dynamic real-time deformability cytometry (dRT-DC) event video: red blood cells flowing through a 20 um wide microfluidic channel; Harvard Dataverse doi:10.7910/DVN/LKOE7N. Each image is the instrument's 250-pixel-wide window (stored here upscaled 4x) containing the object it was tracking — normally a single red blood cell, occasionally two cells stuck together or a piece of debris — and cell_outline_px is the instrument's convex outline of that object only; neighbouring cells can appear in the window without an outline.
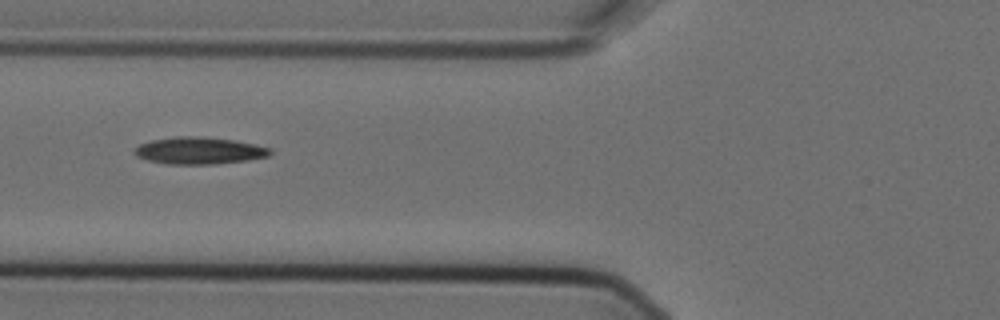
{"species": "Egyptian fruit bat (a non-hibernating species)", "species_latin": "Rousettus aegyptiacus", "temperature_condition": "cold", "stored_images_in_passage": 12, "camera_frame_rate_fps": 3000, "um_per_image_px": 0.085, "animal": {"sex": "female"}, "frame": {"image": 1, "passage_image": 3, "time_ms": 0.667, "image_size_px": [1000, 320], "cell_outline_px": [[272, 152], [268, 156], [248, 160], [216, 164], [164, 164], [148, 160], [136, 156], [132, 152], [140, 144], [152, 140], [176, 136], [200, 136], [232, 140], [256, 144], [272, 148]], "centroid_in_image_um": [16.94, 12.81], "position_along_channel_um": 108.9, "area_um2": 21.44}}
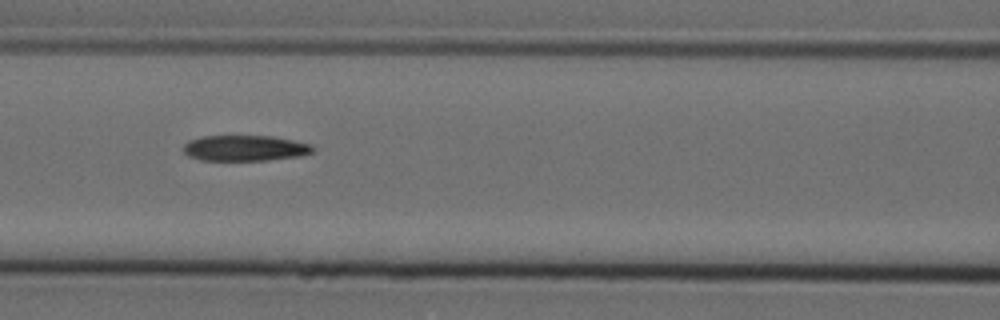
{"frame": {"image": 2, "passage_image": 4, "time_ms": 1.0, "image_size_px": [1000, 320], "cell_outline_px": [[316, 148], [312, 152], [304, 156], [268, 160], [200, 160], [188, 156], [184, 152], [184, 144], [188, 140], [200, 136], [272, 136], [312, 144]], "centroid_in_image_um": [20.85, 12.59], "position_along_channel_um": 145.8, "area_um2": 19.59}}
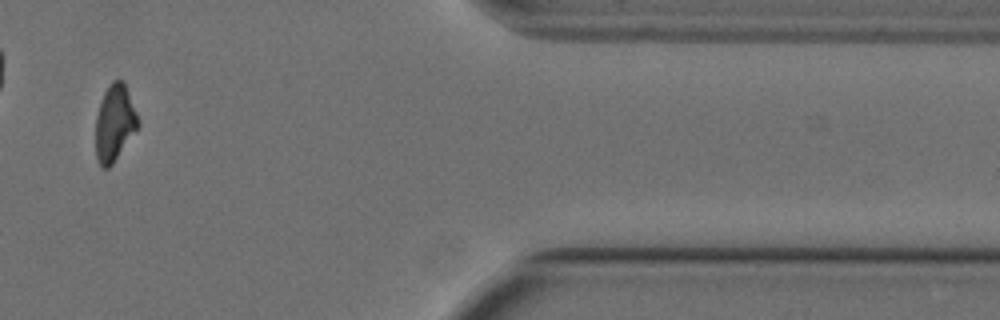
{"frame": {"image": 3, "passage_image": 10, "time_ms": 3.0, "image_size_px": [1000, 320], "cell_outline_px": [[140, 124], [112, 164], [108, 168], [100, 168], [96, 156], [96, 116], [100, 100], [104, 92], [112, 80], [124, 80], [140, 120]], "centroid_in_image_um": [9.74, 10.42], "position_along_channel_um": 401.7, "area_um2": 18.96}}